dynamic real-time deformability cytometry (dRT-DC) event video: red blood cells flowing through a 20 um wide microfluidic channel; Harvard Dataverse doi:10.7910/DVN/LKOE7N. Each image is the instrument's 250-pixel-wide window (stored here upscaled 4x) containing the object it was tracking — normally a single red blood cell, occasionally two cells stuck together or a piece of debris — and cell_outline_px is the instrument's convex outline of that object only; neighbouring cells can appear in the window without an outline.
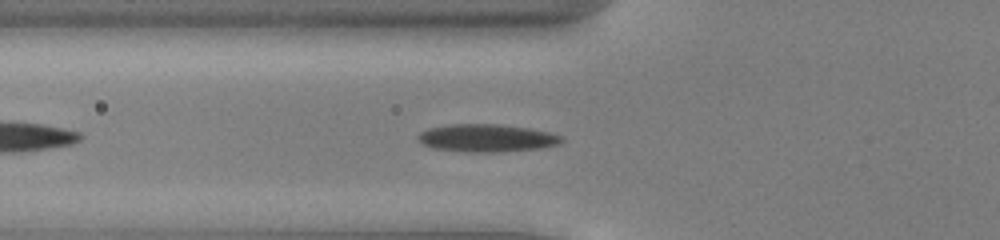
{"species": "common noctule bat (a hibernating species)", "species_latin": "Nyctalus noctula", "temperature_condition": "cold", "stored_images_in_passage": 37, "camera_frame_rate_fps": 3000, "um_per_image_px": 0.085, "animal": {"sex": "male", "body_mass_g": 13.0, "forearm_length_mm": 53.1}, "frame": {"image": 1, "passage_image": 6, "time_ms": 1.667, "image_size_px": [1000, 240], "cell_outline_px": [[564, 140], [560, 144], [540, 148], [500, 152], [468, 152], [432, 148], [424, 144], [416, 136], [420, 132], [428, 128], [452, 124], [496, 124], [528, 128], [548, 132], [560, 136]], "centroid_in_image_um": [41.36, 11.74], "position_along_channel_um": 84.4, "area_um2": 23.06}}
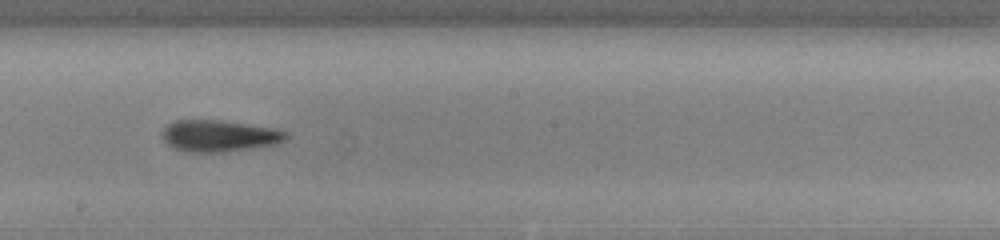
{"frame": {"image": 2, "passage_image": 17, "time_ms": 5.333, "image_size_px": [1000, 240], "cell_outline_px": [[288, 136], [284, 140], [276, 144], [224, 152], [188, 152], [176, 148], [168, 144], [164, 140], [164, 128], [168, 124], [176, 120], [220, 120], [272, 128], [284, 132]], "centroid_in_image_um": [18.61, 11.55], "position_along_channel_um": 229.6, "area_um2": 22.31}}
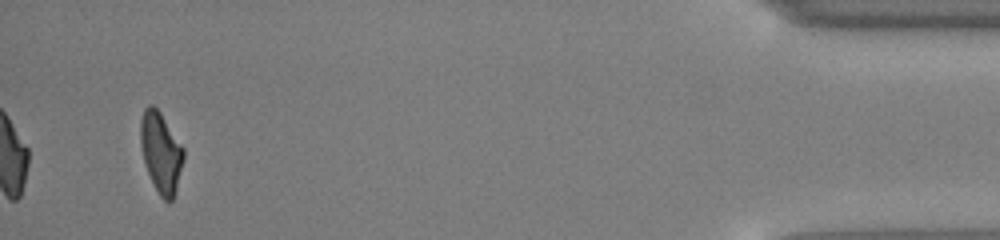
{"frame": {"image": 3, "passage_image": 37, "time_ms": 12.0, "image_size_px": [1000, 240], "cell_outline_px": [[184, 160], [176, 188], [172, 200], [164, 200], [160, 196], [144, 164], [140, 144], [140, 120], [144, 108], [148, 104], [152, 104], [160, 112], [184, 148]], "centroid_in_image_um": [13.66, 12.91], "position_along_channel_um": 421.5, "area_um2": 20.06}, "authors_computed_cell_mechanics": {"area_um2": 21.964, "velocity_mm_per_s": 3.9475, "shape_relaxation_time_tau1_ms": 2.3048, "shape_relaxation_time_tau2_ms": 3.4624, "deformation_change_tau1": 0.1204, "deformation_change_tau2": 0.1253}}